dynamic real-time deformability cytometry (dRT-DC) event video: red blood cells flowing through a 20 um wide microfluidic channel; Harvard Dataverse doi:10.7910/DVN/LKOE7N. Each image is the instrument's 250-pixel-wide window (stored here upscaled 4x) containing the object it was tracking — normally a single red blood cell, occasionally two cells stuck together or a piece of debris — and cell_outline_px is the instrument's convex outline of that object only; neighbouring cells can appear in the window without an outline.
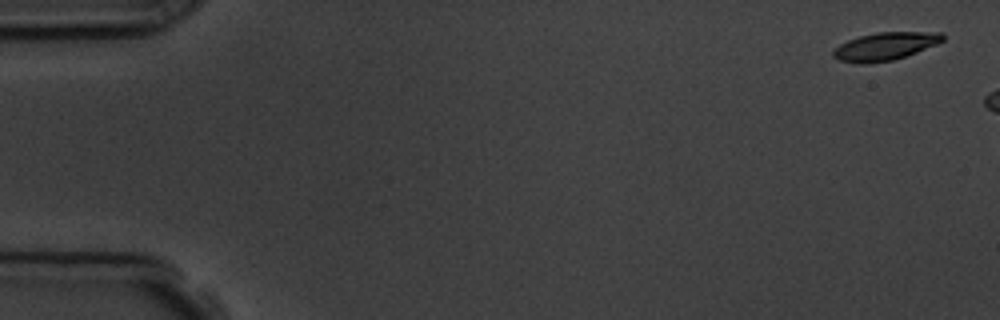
{"species": "common noctule bat (a hibernating species)", "species_latin": "Nyctalus noctula", "temperature_condition": "room temperature", "stored_images_in_passage": 4, "camera_frame_rate_fps": 3000, "um_per_image_px": 0.085, "animal": {"sex": "male", "body_mass_g": 19.5, "forearm_length_mm": 54.6}, "frame": {"image": 1, "passage_image": 1, "time_ms": 0.0, "image_size_px": [1000, 320], "cell_outline_px": [[944, 40], [936, 44], [916, 52], [892, 60], [860, 64], [840, 60], [832, 56], [832, 52], [840, 44], [848, 40], [860, 36], [876, 32], [944, 32]], "centroid_in_image_um": [75.24, 3.92], "position_along_channel_um": 9.8, "area_um2": 17.57}}